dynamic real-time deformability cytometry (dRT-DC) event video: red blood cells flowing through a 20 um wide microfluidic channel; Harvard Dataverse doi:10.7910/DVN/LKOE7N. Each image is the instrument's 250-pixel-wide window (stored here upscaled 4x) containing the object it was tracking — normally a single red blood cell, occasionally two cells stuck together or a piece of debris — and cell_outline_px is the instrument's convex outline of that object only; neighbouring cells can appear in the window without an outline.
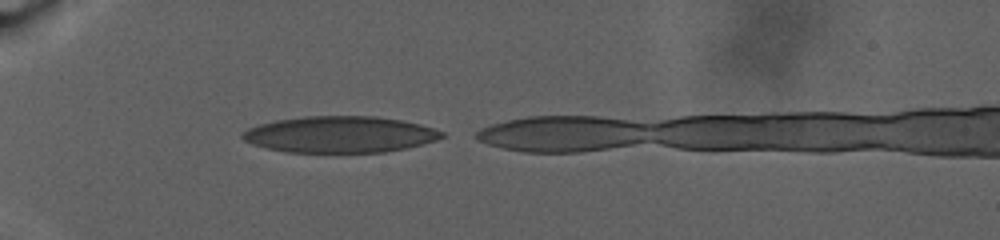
{"species": "human", "species_latin": "Homo sapiens", "temperature_condition": "warm", "stored_images_in_passage": 10, "camera_frame_rate_fps": 3000, "um_per_image_px": 0.085, "donor": {"sex": "male"}, "frame": {"image": 1, "passage_image": 2, "time_ms": 0.333, "image_size_px": [1000, 240], "cell_outline_px": [[448, 136], [436, 140], [404, 148], [384, 152], [288, 152], [268, 148], [252, 144], [244, 140], [240, 136], [240, 132], [248, 128], [260, 124], [276, 120], [304, 116], [376, 116], [400, 120], [420, 124], [444, 132]], "centroid_in_image_um": [28.87, 11.42], "position_along_channel_um": 56.1, "area_um2": 42.19}}